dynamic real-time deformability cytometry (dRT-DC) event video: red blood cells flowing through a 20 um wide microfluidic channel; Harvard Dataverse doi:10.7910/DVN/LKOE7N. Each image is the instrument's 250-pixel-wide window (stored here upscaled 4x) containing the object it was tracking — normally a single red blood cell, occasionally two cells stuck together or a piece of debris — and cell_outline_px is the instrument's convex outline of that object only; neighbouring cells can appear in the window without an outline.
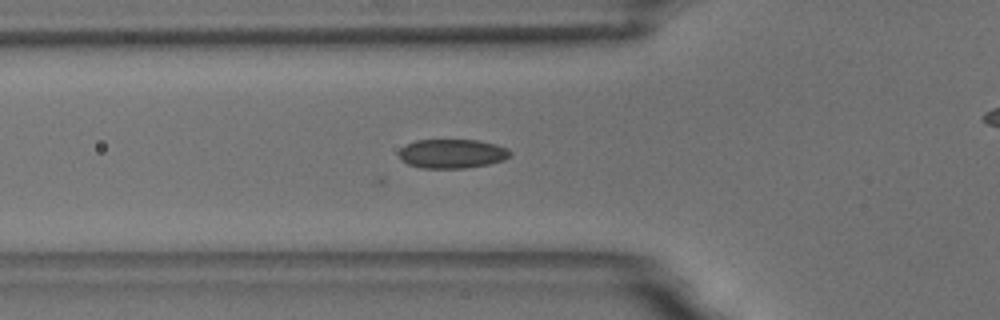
{"species": "common noctule bat (a hibernating species)", "species_latin": "Nyctalus noctula", "temperature_condition": "room temperature", "stored_images_in_passage": 43, "camera_frame_rate_fps": 3000, "um_per_image_px": 0.085, "animal": {"sex": "male", "body_mass_g": 18.8}, "frame": {"image": 1, "passage_image": 6, "time_ms": 1.667, "image_size_px": [1000, 320], "cell_outline_px": [[512, 152], [504, 160], [488, 164], [464, 168], [420, 168], [408, 164], [400, 160], [400, 148], [416, 140], [476, 140], [496, 144], [508, 148]], "centroid_in_image_um": [38.43, 13.06], "position_along_channel_um": 87.4, "area_um2": 18.84}}
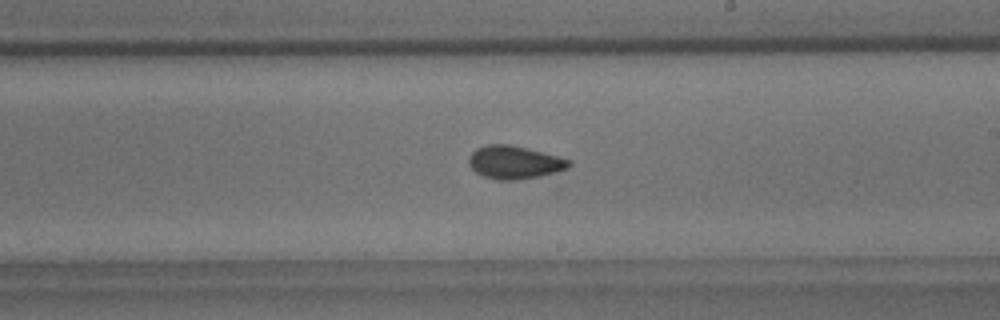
{"frame": {"image": 2, "passage_image": 19, "time_ms": 6.0, "image_size_px": [1000, 320], "cell_outline_px": [[572, 164], [568, 168], [556, 172], [540, 176], [516, 180], [496, 180], [484, 176], [476, 172], [468, 164], [468, 160], [472, 152], [476, 148], [488, 144], [508, 144], [572, 160]], "centroid_in_image_um": [43.72, 13.81], "position_along_channel_um": 245.3, "area_um2": 19.13}}